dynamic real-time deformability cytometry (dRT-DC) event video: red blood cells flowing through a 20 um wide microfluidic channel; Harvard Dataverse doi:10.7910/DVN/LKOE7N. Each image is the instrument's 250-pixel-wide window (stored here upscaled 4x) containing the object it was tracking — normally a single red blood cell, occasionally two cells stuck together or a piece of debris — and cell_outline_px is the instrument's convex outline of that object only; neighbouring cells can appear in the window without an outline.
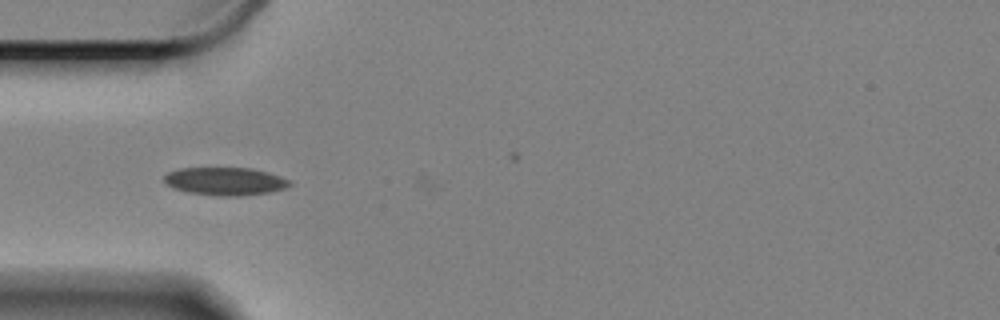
{"species": "Egyptian fruit bat (a non-hibernating species)", "species_latin": "Rousettus aegyptiacus", "temperature_condition": "cold", "stored_images_in_passage": 24, "camera_frame_rate_fps": 3000, "um_per_image_px": 0.085, "animal": {"sex": "female"}, "frame": {"image": 1, "passage_image": 1, "time_ms": 0.0, "image_size_px": [1000, 320], "cell_outline_px": [[292, 184], [284, 188], [268, 192], [240, 196], [216, 196], [188, 192], [172, 188], [164, 180], [164, 176], [168, 172], [180, 168], [252, 168], [268, 172], [280, 176], [288, 180]], "centroid_in_image_um": [19.12, 15.41], "position_along_channel_um": 65.9, "area_um2": 20.35}}
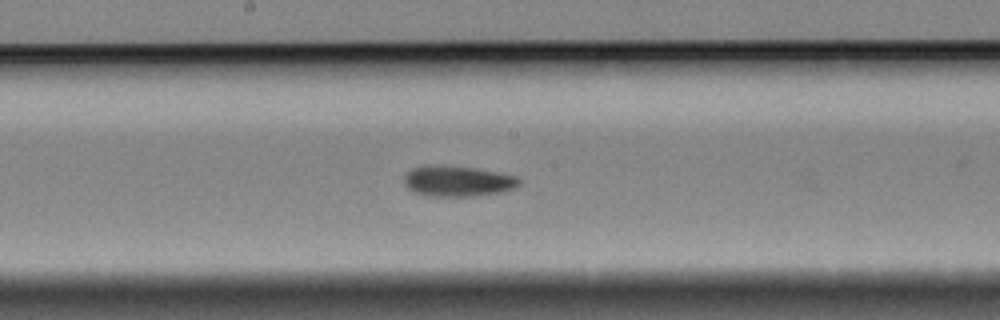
{"frame": {"image": 2, "passage_image": 14, "time_ms": 4.333, "image_size_px": [1000, 320], "cell_outline_px": [[520, 184], [512, 188], [500, 192], [472, 196], [428, 196], [412, 192], [404, 184], [404, 176], [412, 168], [476, 168], [516, 176], [520, 180]], "centroid_in_image_um": [38.92, 15.45], "position_along_channel_um": 209.3, "area_um2": 19.59}}
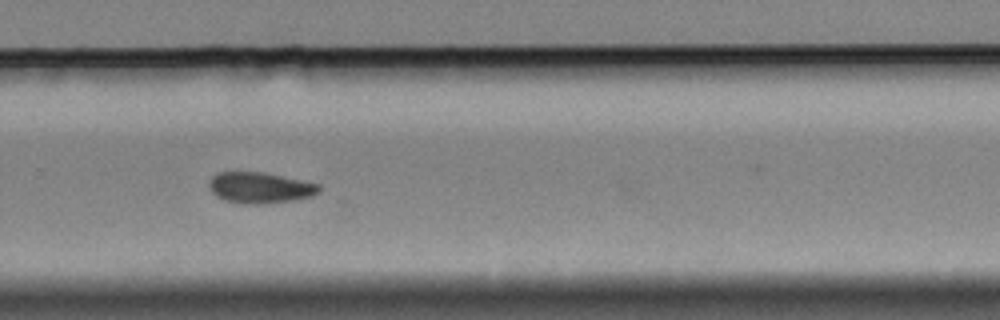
{"frame": {"image": 3, "passage_image": 23, "time_ms": 7.333, "image_size_px": [1000, 320], "cell_outline_px": [[320, 192], [312, 196], [296, 200], [264, 204], [240, 204], [224, 200], [216, 196], [208, 188], [208, 184], [212, 176], [216, 172], [264, 172], [320, 184]], "centroid_in_image_um": [22.09, 15.96], "position_along_channel_um": 307.7, "area_um2": 20.17}}